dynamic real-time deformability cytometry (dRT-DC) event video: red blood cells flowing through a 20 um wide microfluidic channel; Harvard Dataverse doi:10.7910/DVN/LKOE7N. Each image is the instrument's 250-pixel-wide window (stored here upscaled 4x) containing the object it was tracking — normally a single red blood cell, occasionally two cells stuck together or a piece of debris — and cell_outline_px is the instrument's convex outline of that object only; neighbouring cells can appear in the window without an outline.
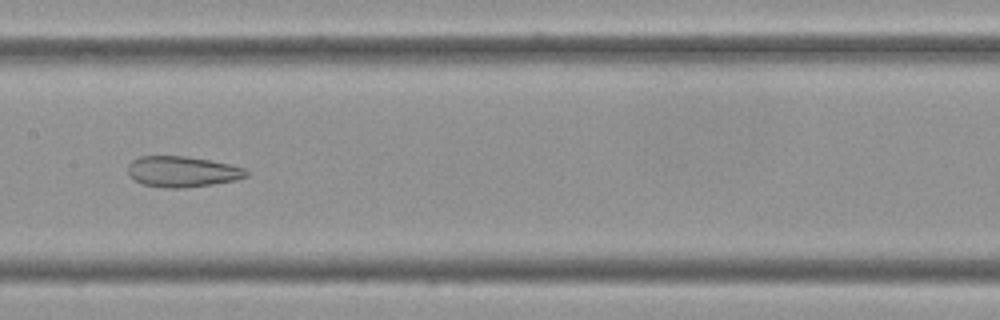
{"species": "Egyptian fruit bat (a non-hibernating species)", "species_latin": "Rousettus aegyptiacus", "temperature_condition": "cold", "stored_images_in_passage": 44, "camera_frame_rate_fps": 3000, "um_per_image_px": 0.085, "frame": {"image": 1, "passage_image": 23, "time_ms": 7.333, "image_size_px": [1000, 320], "cell_outline_px": [[248, 176], [236, 180], [212, 184], [184, 188], [164, 188], [144, 184], [136, 180], [128, 172], [128, 164], [132, 160], [140, 156], [188, 156], [228, 164], [244, 168], [248, 172]], "centroid_in_image_um": [15.5, 14.58], "position_along_channel_um": 191.9, "area_um2": 21.1}}
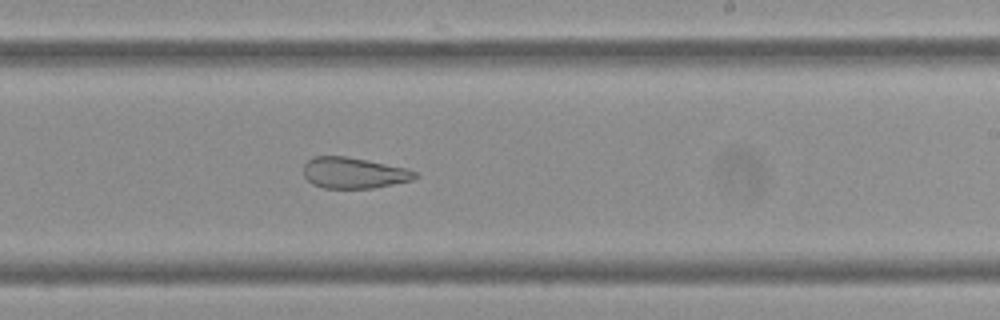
{"frame": {"image": 2, "passage_image": 29, "time_ms": 9.333, "image_size_px": [1000, 320], "cell_outline_px": [[420, 176], [412, 180], [372, 188], [324, 188], [312, 184], [304, 176], [304, 164], [312, 156], [344, 156], [404, 168], [416, 172]], "centroid_in_image_um": [30.03, 14.7], "position_along_channel_um": 259.0, "area_um2": 19.88}}
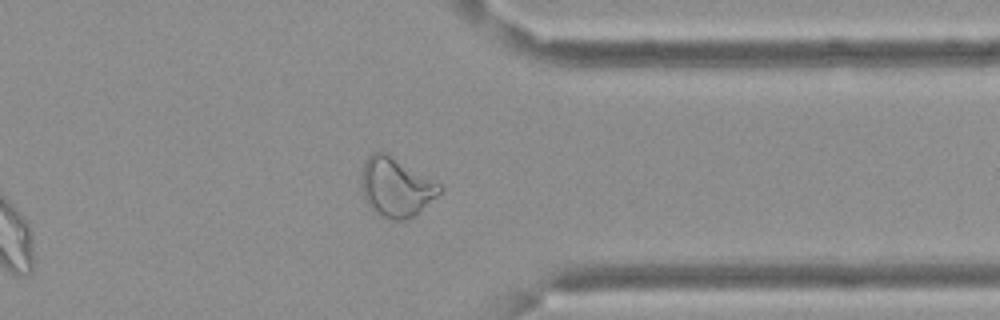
{"frame": {"image": 3, "passage_image": 40, "time_ms": 13.0, "image_size_px": [1000, 320], "cell_outline_px": [[444, 188], [436, 196], [412, 216], [404, 220], [392, 220], [380, 216], [368, 208], [364, 196], [364, 164], [368, 156], [372, 152], [384, 152], [440, 184]], "centroid_in_image_um": [33.66, 15.94], "position_along_channel_um": 377.7, "area_um2": 26.01}, "authors_computed_cell_mechanics": {"area_um2": 24.276, "velocity_mm_per_s": 3.3654, "shape_relaxation_time_tau1_ms": null, "shape_relaxation_time_tau2_ms": 3.353, "deformation_change_tau1": null, "deformation_change_tau2": 0.1125}}